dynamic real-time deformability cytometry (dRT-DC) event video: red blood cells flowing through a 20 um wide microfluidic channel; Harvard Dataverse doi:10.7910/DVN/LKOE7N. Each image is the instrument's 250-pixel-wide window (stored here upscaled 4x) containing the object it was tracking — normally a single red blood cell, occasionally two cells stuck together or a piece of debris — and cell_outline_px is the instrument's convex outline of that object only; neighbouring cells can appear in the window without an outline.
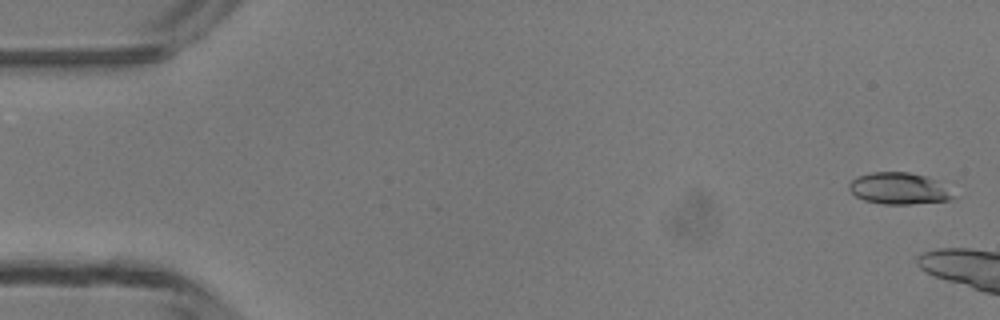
{"species": "common noctule bat (a hibernating species)", "species_latin": "Nyctalus noctula", "temperature_condition": "room temperature", "stored_images_in_passage": 3, "camera_frame_rate_fps": 3000, "um_per_image_px": 0.085, "animal": {"sex": "male", "body_mass_g": 13.3}, "frame": {"image": 1, "passage_image": 1, "time_ms": 0.0, "image_size_px": [1000, 320], "cell_outline_px": [[960, 196], [952, 200], [908, 204], [884, 204], [864, 200], [856, 196], [848, 188], [848, 184], [856, 176], [872, 172], [908, 172], [956, 180]], "centroid_in_image_um": [76.76, 15.99], "position_along_channel_um": 8.2, "area_um2": 21.04}}